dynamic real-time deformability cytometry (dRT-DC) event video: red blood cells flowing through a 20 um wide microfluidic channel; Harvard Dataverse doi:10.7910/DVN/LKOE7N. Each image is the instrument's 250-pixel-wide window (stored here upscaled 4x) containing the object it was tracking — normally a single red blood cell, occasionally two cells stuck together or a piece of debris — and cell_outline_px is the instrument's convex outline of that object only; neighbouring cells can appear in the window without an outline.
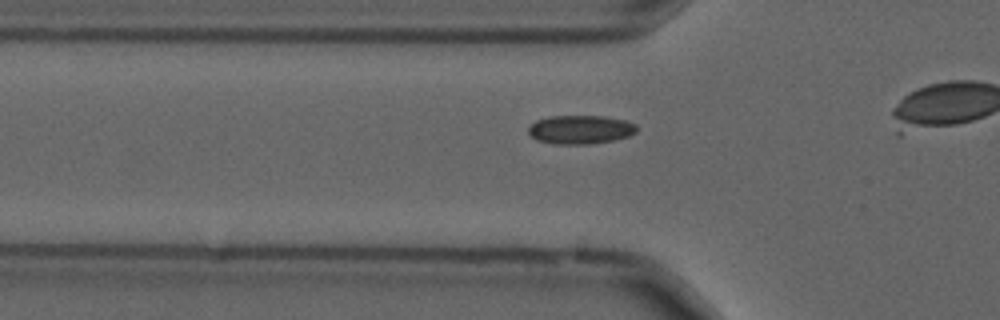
{"species": "common noctule bat (a hibernating species)", "species_latin": "Nyctalus noctula", "temperature_condition": "cold", "stored_images_in_passage": 5, "camera_frame_rate_fps": 3000, "um_per_image_px": 0.085, "animal": {"sex": "male", "forearm_length_mm": 52.5}, "frame": {"image": 1, "passage_image": 3, "time_ms": 0.667, "image_size_px": [1000, 320], "cell_outline_px": [[636, 132], [628, 136], [612, 140], [588, 144], [552, 144], [536, 140], [528, 132], [528, 128], [536, 120], [548, 116], [604, 116], [624, 120], [636, 124]], "centroid_in_image_um": [49.3, 11.01], "position_along_channel_um": 76.5, "area_um2": 18.09}}